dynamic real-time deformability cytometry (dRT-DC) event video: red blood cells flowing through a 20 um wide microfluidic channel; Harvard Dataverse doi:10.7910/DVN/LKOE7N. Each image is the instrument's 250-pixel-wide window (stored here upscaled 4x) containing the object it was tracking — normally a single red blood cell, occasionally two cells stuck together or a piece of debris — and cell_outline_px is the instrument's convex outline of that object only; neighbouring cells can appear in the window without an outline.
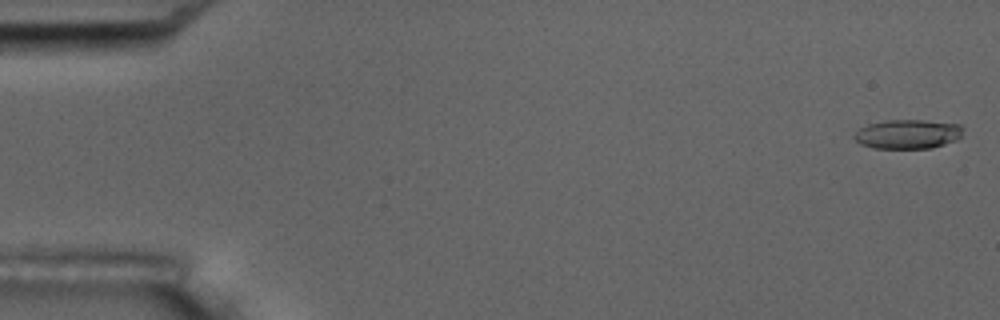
{"species": "common noctule bat (a hibernating species)", "species_latin": "Nyctalus noctula", "temperature_condition": "room temperature", "stored_images_in_passage": 6, "segment_of_instrument_passage": [2, 2], "camera_frame_rate_fps": 3000, "um_per_image_px": 0.085, "animal": {"sex": "male", "body_mass_g": 17.5, "forearm_length_mm": 52.3}, "frame": {"image": 1, "passage_image": 6, "time_ms": 6.667, "image_size_px": [1000, 320], "cell_outline_px": [[964, 128], [960, 136], [956, 140], [932, 148], [872, 148], [860, 144], [852, 136], [860, 128], [868, 124], [884, 120], [924, 120], [960, 124]], "centroid_in_image_um": [77.15, 11.39], "position_along_channel_um": 7.8, "area_um2": 18.61}}